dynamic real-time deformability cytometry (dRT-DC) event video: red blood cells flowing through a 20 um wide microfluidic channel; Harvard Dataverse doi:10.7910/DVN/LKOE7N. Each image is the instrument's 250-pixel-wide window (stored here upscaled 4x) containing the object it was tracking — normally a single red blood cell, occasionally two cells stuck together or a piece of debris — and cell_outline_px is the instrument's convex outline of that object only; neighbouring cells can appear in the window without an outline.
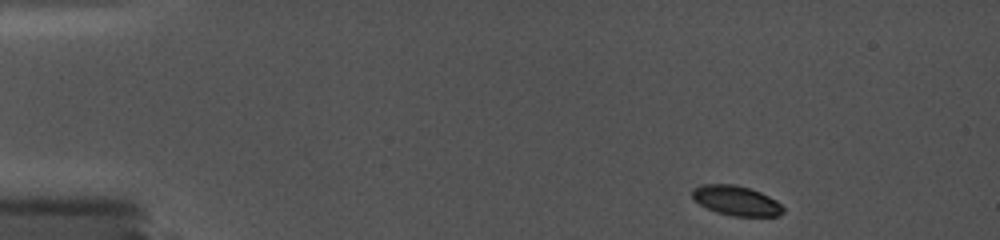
{"species": "common noctule bat (a hibernating species)", "species_latin": "Nyctalus noctula", "temperature_condition": "cold", "stored_images_in_passage": 58, "camera_frame_rate_fps": 5000, "um_per_image_px": 0.085, "animal": {"sex": "female", "body_mass_g": 19.0, "forearm_length_mm": 56.7}, "frame": {"image": 1, "passage_image": 1, "time_ms": 0.0, "image_size_px": [1000, 240], "cell_outline_px": [[784, 212], [776, 216], [732, 216], [716, 212], [700, 204], [692, 196], [692, 188], [700, 184], [736, 184], [760, 192], [776, 200], [784, 208]], "centroid_in_image_um": [62.57, 17.04], "position_along_channel_um": 22.4, "area_um2": 15.72}}
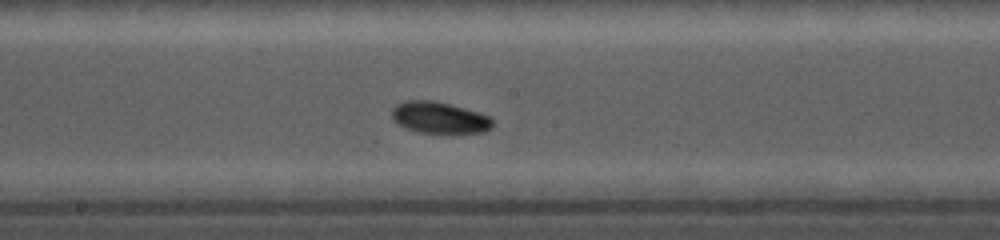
{"frame": {"image": 2, "passage_image": 34, "time_ms": 7.6, "image_size_px": [1000, 240], "cell_outline_px": [[492, 128], [484, 132], [416, 132], [392, 120], [392, 108], [396, 104], [404, 100], [436, 100], [480, 112], [488, 116], [492, 120]], "centroid_in_image_um": [37.33, 9.97], "position_along_channel_um": 210.9, "area_um2": 18.44}}
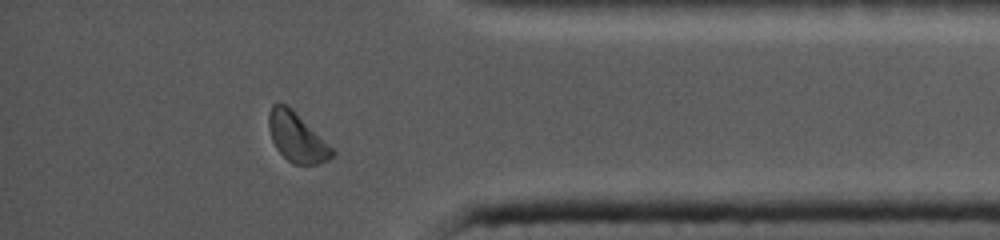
{"frame": {"image": 3, "passage_image": 55, "time_ms": 13.0, "image_size_px": [1000, 240], "cell_outline_px": [[336, 152], [328, 160], [320, 164], [292, 164], [276, 148], [272, 140], [268, 128], [268, 112], [272, 104], [284, 104], [292, 108]], "centroid_in_image_um": [25.2, 11.67], "position_along_channel_um": 410.0, "area_um2": 18.03}, "authors_computed_cell_mechanics": {"area_um2": 17.9469, "velocity_mm_per_s": 3.7835, "shape_relaxation_time_tau1_ms": null, "shape_relaxation_time_tau2_ms": 3.288, "deformation_change_tau1": null, "deformation_change_tau2": 0.0703}}